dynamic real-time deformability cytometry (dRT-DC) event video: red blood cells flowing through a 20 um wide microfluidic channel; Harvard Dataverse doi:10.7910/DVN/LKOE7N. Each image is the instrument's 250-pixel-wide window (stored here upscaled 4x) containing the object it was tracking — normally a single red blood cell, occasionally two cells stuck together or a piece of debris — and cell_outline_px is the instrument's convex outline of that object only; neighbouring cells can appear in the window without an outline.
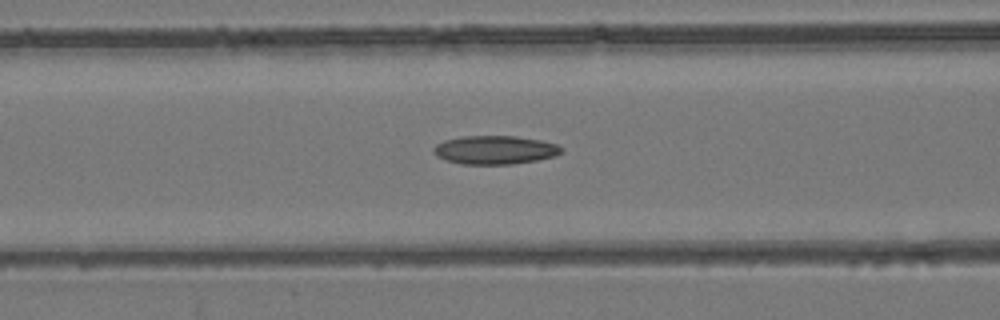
{"species": "common noctule bat (a hibernating species)", "species_latin": "Nyctalus noctula", "temperature_condition": "room temperature", "stored_images_in_passage": 36, "camera_frame_rate_fps": 3000, "um_per_image_px": 0.085, "animal": {"sex": "female", "body_mass_g": 24.6, "forearm_length_mm": 56.2}, "frame": {"image": 1, "passage_image": 5, "time_ms": 1.333, "image_size_px": [1000, 320], "cell_outline_px": [[564, 148], [556, 156], [536, 160], [512, 164], [460, 164], [436, 156], [432, 152], [432, 148], [436, 144], [444, 140], [460, 136], [516, 136], [540, 140], [556, 144]], "centroid_in_image_um": [42.04, 12.74], "position_along_channel_um": 124.6, "area_um2": 21.33}}
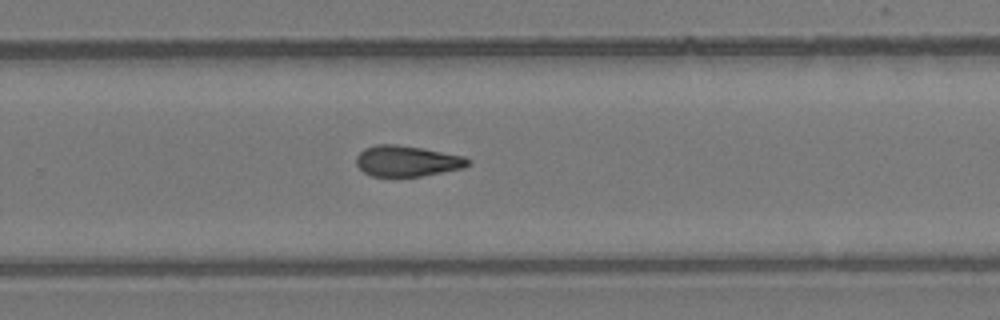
{"frame": {"image": 2, "passage_image": 18, "time_ms": 5.667, "image_size_px": [1000, 320], "cell_outline_px": [[468, 164], [464, 168], [420, 176], [396, 180], [392, 180], [372, 176], [364, 172], [356, 164], [356, 156], [364, 148], [376, 144], [396, 144], [424, 148], [464, 156], [468, 160]], "centroid_in_image_um": [34.53, 13.72], "position_along_channel_um": 295.3, "area_um2": 20.75}}
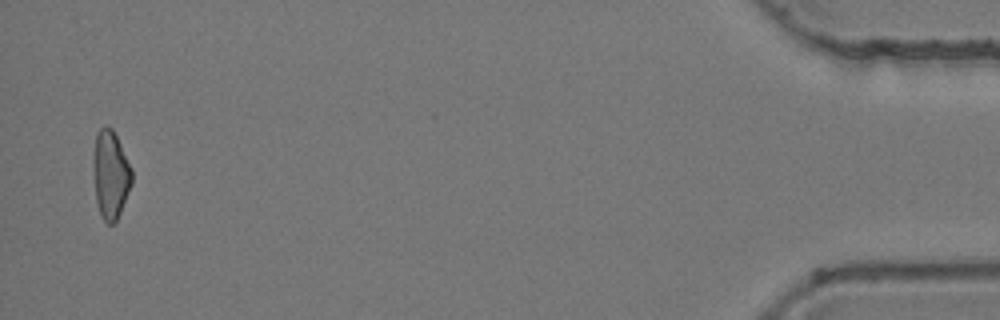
{"frame": {"image": 3, "passage_image": 35, "time_ms": 11.333, "image_size_px": [1000, 320], "cell_outline_px": [[132, 184], [120, 212], [116, 220], [112, 224], [108, 224], [100, 216], [96, 200], [92, 168], [92, 160], [96, 132], [104, 124], [108, 124], [112, 128], [132, 168]], "centroid_in_image_um": [9.37, 14.8], "position_along_channel_um": 425.8, "area_um2": 20.11}, "authors_computed_cell_mechanics": {"area_um2": 20.1722, "velocity_mm_per_s": 3.944, "shape_relaxation_time_tau1_ms": null, "shape_relaxation_time_tau2_ms": 5.4668, "deformation_change_tau1": null, "deformation_change_tau2": 0.1478}}